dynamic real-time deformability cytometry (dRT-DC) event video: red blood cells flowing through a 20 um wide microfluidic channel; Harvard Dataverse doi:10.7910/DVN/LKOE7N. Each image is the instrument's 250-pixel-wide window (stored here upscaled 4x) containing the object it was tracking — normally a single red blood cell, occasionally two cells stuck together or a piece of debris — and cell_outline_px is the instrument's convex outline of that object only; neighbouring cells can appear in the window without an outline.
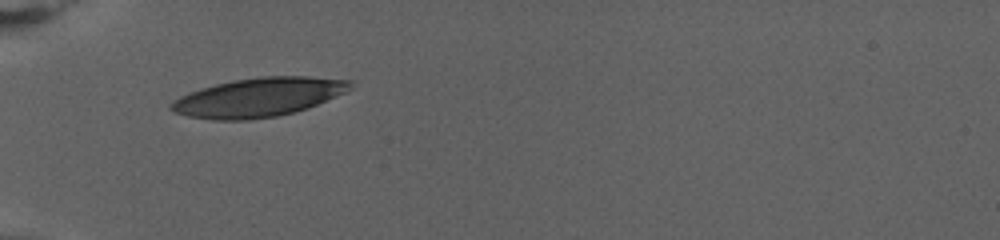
{"species": "human", "species_latin": "Homo sapiens", "temperature_condition": "warm", "stored_images_in_passage": 51, "camera_frame_rate_fps": 3000, "um_per_image_px": 0.085, "donor": {"sex": "female"}, "frame": {"image": 1, "passage_image": 1, "time_ms": 0.0, "image_size_px": [1000, 240], "cell_outline_px": [[356, 80], [352, 88], [336, 96], [308, 108], [276, 116], [248, 120], [212, 120], [188, 116], [176, 112], [168, 108], [168, 104], [180, 96], [200, 88], [216, 84], [236, 80], [260, 76], [308, 76]], "centroid_in_image_um": [21.99, 8.26], "position_along_channel_um": 63.0, "area_um2": 40.69}}
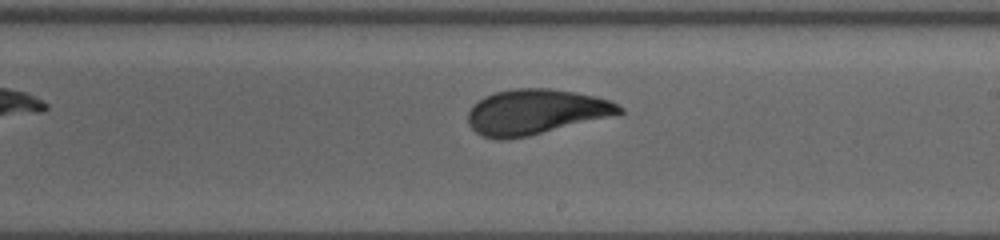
{"frame": {"image": 2, "passage_image": 22, "time_ms": 7.0, "image_size_px": [1000, 240], "cell_outline_px": [[624, 112], [528, 136], [508, 140], [496, 140], [484, 136], [476, 132], [468, 124], [468, 112], [472, 104], [484, 96], [496, 92], [512, 88], [548, 88], [576, 92], [608, 100], [624, 108]], "centroid_in_image_um": [45.45, 9.51], "position_along_channel_um": 243.6, "area_um2": 39.54}}
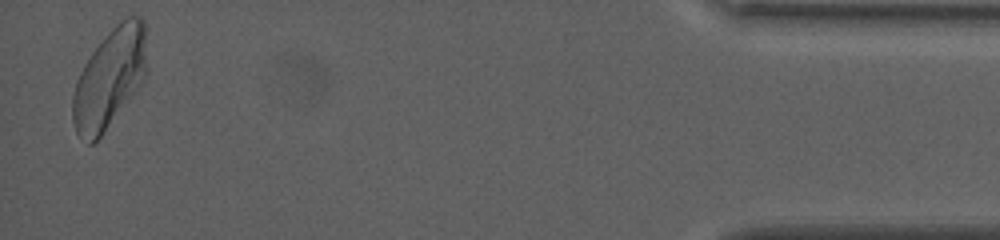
{"frame": {"image": 3, "passage_image": 50, "time_ms": 16.333, "image_size_px": [1000, 240], "cell_outline_px": [[148, 72], [136, 92], [100, 136], [92, 144], [88, 144], [76, 132], [72, 120], [72, 96], [76, 80], [84, 64], [92, 52], [104, 36], [120, 20], [128, 16], [140, 16], [144, 20], [148, 68]], "centroid_in_image_um": [9.33, 6.63], "position_along_channel_um": 425.9, "area_um2": 43.29}, "authors_computed_cell_mechanics": {"area_um2": 40.1132, "velocity_mm_per_s": 2.7214, "shape_relaxation_time_tau1_ms": 6.9569, "shape_relaxation_time_tau2_ms": 1.2511, "deformation_change_tau1": 0.1785, "deformation_change_tau2": 0.0778}}